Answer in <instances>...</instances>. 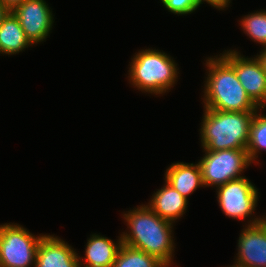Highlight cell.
Listing matches in <instances>:
<instances>
[{
	"mask_svg": "<svg viewBox=\"0 0 266 267\" xmlns=\"http://www.w3.org/2000/svg\"><path fill=\"white\" fill-rule=\"evenodd\" d=\"M10 10L3 5L0 1V24L2 23L3 19L7 16Z\"/></svg>",
	"mask_w": 266,
	"mask_h": 267,
	"instance_id": "obj_22",
	"label": "cell"
},
{
	"mask_svg": "<svg viewBox=\"0 0 266 267\" xmlns=\"http://www.w3.org/2000/svg\"><path fill=\"white\" fill-rule=\"evenodd\" d=\"M129 83L142 92L160 95L171 89L179 68L164 51L145 49L137 52L129 65Z\"/></svg>",
	"mask_w": 266,
	"mask_h": 267,
	"instance_id": "obj_4",
	"label": "cell"
},
{
	"mask_svg": "<svg viewBox=\"0 0 266 267\" xmlns=\"http://www.w3.org/2000/svg\"><path fill=\"white\" fill-rule=\"evenodd\" d=\"M260 111L261 110L258 109L254 112L250 124L246 151L251 163L257 160L260 150L266 151V115L262 114Z\"/></svg>",
	"mask_w": 266,
	"mask_h": 267,
	"instance_id": "obj_17",
	"label": "cell"
},
{
	"mask_svg": "<svg viewBox=\"0 0 266 267\" xmlns=\"http://www.w3.org/2000/svg\"><path fill=\"white\" fill-rule=\"evenodd\" d=\"M216 188L218 203L225 216L244 221L254 215L258 189L246 176Z\"/></svg>",
	"mask_w": 266,
	"mask_h": 267,
	"instance_id": "obj_7",
	"label": "cell"
},
{
	"mask_svg": "<svg viewBox=\"0 0 266 267\" xmlns=\"http://www.w3.org/2000/svg\"><path fill=\"white\" fill-rule=\"evenodd\" d=\"M228 267V266H227ZM229 267H244V266H241V265H239V264H234V265H231V266H229Z\"/></svg>",
	"mask_w": 266,
	"mask_h": 267,
	"instance_id": "obj_24",
	"label": "cell"
},
{
	"mask_svg": "<svg viewBox=\"0 0 266 267\" xmlns=\"http://www.w3.org/2000/svg\"><path fill=\"white\" fill-rule=\"evenodd\" d=\"M5 7L12 11L17 5L23 3L26 0H0Z\"/></svg>",
	"mask_w": 266,
	"mask_h": 267,
	"instance_id": "obj_21",
	"label": "cell"
},
{
	"mask_svg": "<svg viewBox=\"0 0 266 267\" xmlns=\"http://www.w3.org/2000/svg\"><path fill=\"white\" fill-rule=\"evenodd\" d=\"M203 150L205 155L198 163L204 187H218L242 178L243 170L251 165L246 149Z\"/></svg>",
	"mask_w": 266,
	"mask_h": 267,
	"instance_id": "obj_6",
	"label": "cell"
},
{
	"mask_svg": "<svg viewBox=\"0 0 266 267\" xmlns=\"http://www.w3.org/2000/svg\"><path fill=\"white\" fill-rule=\"evenodd\" d=\"M117 243L99 234H92L87 240L85 259L79 256V265L84 267H113L116 255L122 245V235ZM84 259V262H82ZM82 262V263H81Z\"/></svg>",
	"mask_w": 266,
	"mask_h": 267,
	"instance_id": "obj_12",
	"label": "cell"
},
{
	"mask_svg": "<svg viewBox=\"0 0 266 267\" xmlns=\"http://www.w3.org/2000/svg\"><path fill=\"white\" fill-rule=\"evenodd\" d=\"M263 217L251 220L238 239V253L234 261L244 267H266V224Z\"/></svg>",
	"mask_w": 266,
	"mask_h": 267,
	"instance_id": "obj_10",
	"label": "cell"
},
{
	"mask_svg": "<svg viewBox=\"0 0 266 267\" xmlns=\"http://www.w3.org/2000/svg\"><path fill=\"white\" fill-rule=\"evenodd\" d=\"M160 218L172 223L180 219L187 210L188 199L165 181L147 204Z\"/></svg>",
	"mask_w": 266,
	"mask_h": 267,
	"instance_id": "obj_13",
	"label": "cell"
},
{
	"mask_svg": "<svg viewBox=\"0 0 266 267\" xmlns=\"http://www.w3.org/2000/svg\"><path fill=\"white\" fill-rule=\"evenodd\" d=\"M208 57L204 87V108L245 112L260 109L247 95L233 66L221 55Z\"/></svg>",
	"mask_w": 266,
	"mask_h": 267,
	"instance_id": "obj_2",
	"label": "cell"
},
{
	"mask_svg": "<svg viewBox=\"0 0 266 267\" xmlns=\"http://www.w3.org/2000/svg\"><path fill=\"white\" fill-rule=\"evenodd\" d=\"M211 6L217 9H222L229 7L228 5L230 4L231 0H207Z\"/></svg>",
	"mask_w": 266,
	"mask_h": 267,
	"instance_id": "obj_20",
	"label": "cell"
},
{
	"mask_svg": "<svg viewBox=\"0 0 266 267\" xmlns=\"http://www.w3.org/2000/svg\"><path fill=\"white\" fill-rule=\"evenodd\" d=\"M262 221L266 224V216L262 218Z\"/></svg>",
	"mask_w": 266,
	"mask_h": 267,
	"instance_id": "obj_25",
	"label": "cell"
},
{
	"mask_svg": "<svg viewBox=\"0 0 266 267\" xmlns=\"http://www.w3.org/2000/svg\"><path fill=\"white\" fill-rule=\"evenodd\" d=\"M22 225H0V267H35L36 254L41 238Z\"/></svg>",
	"mask_w": 266,
	"mask_h": 267,
	"instance_id": "obj_5",
	"label": "cell"
},
{
	"mask_svg": "<svg viewBox=\"0 0 266 267\" xmlns=\"http://www.w3.org/2000/svg\"><path fill=\"white\" fill-rule=\"evenodd\" d=\"M113 267H166L156 257L128 246L124 243L119 248Z\"/></svg>",
	"mask_w": 266,
	"mask_h": 267,
	"instance_id": "obj_16",
	"label": "cell"
},
{
	"mask_svg": "<svg viewBox=\"0 0 266 267\" xmlns=\"http://www.w3.org/2000/svg\"><path fill=\"white\" fill-rule=\"evenodd\" d=\"M28 46L32 44L27 39L18 18L10 11L0 24V53L18 54Z\"/></svg>",
	"mask_w": 266,
	"mask_h": 267,
	"instance_id": "obj_15",
	"label": "cell"
},
{
	"mask_svg": "<svg viewBox=\"0 0 266 267\" xmlns=\"http://www.w3.org/2000/svg\"><path fill=\"white\" fill-rule=\"evenodd\" d=\"M123 217L129 231L122 232V243L156 257L166 267L171 266L175 249L173 223L160 218L145 204L123 213Z\"/></svg>",
	"mask_w": 266,
	"mask_h": 267,
	"instance_id": "obj_1",
	"label": "cell"
},
{
	"mask_svg": "<svg viewBox=\"0 0 266 267\" xmlns=\"http://www.w3.org/2000/svg\"><path fill=\"white\" fill-rule=\"evenodd\" d=\"M165 181L185 198L204 187L199 163H172L165 172Z\"/></svg>",
	"mask_w": 266,
	"mask_h": 267,
	"instance_id": "obj_14",
	"label": "cell"
},
{
	"mask_svg": "<svg viewBox=\"0 0 266 267\" xmlns=\"http://www.w3.org/2000/svg\"><path fill=\"white\" fill-rule=\"evenodd\" d=\"M235 69L250 99L262 110L266 107V71L257 56L247 58L236 50L220 53Z\"/></svg>",
	"mask_w": 266,
	"mask_h": 267,
	"instance_id": "obj_8",
	"label": "cell"
},
{
	"mask_svg": "<svg viewBox=\"0 0 266 267\" xmlns=\"http://www.w3.org/2000/svg\"><path fill=\"white\" fill-rule=\"evenodd\" d=\"M254 112L204 108L200 129L202 148L207 151L246 149Z\"/></svg>",
	"mask_w": 266,
	"mask_h": 267,
	"instance_id": "obj_3",
	"label": "cell"
},
{
	"mask_svg": "<svg viewBox=\"0 0 266 267\" xmlns=\"http://www.w3.org/2000/svg\"><path fill=\"white\" fill-rule=\"evenodd\" d=\"M240 25L244 33L254 42L266 48V11H256L242 17Z\"/></svg>",
	"mask_w": 266,
	"mask_h": 267,
	"instance_id": "obj_18",
	"label": "cell"
},
{
	"mask_svg": "<svg viewBox=\"0 0 266 267\" xmlns=\"http://www.w3.org/2000/svg\"><path fill=\"white\" fill-rule=\"evenodd\" d=\"M45 0H26L11 12L32 45L43 42L52 30L54 15Z\"/></svg>",
	"mask_w": 266,
	"mask_h": 267,
	"instance_id": "obj_9",
	"label": "cell"
},
{
	"mask_svg": "<svg viewBox=\"0 0 266 267\" xmlns=\"http://www.w3.org/2000/svg\"><path fill=\"white\" fill-rule=\"evenodd\" d=\"M161 2L169 12L178 16L195 12L202 2L210 4L207 0H161Z\"/></svg>",
	"mask_w": 266,
	"mask_h": 267,
	"instance_id": "obj_19",
	"label": "cell"
},
{
	"mask_svg": "<svg viewBox=\"0 0 266 267\" xmlns=\"http://www.w3.org/2000/svg\"><path fill=\"white\" fill-rule=\"evenodd\" d=\"M54 235H44L37 249L35 267H79V255Z\"/></svg>",
	"mask_w": 266,
	"mask_h": 267,
	"instance_id": "obj_11",
	"label": "cell"
},
{
	"mask_svg": "<svg viewBox=\"0 0 266 267\" xmlns=\"http://www.w3.org/2000/svg\"><path fill=\"white\" fill-rule=\"evenodd\" d=\"M257 57L262 63L263 69L266 71V48L262 49Z\"/></svg>",
	"mask_w": 266,
	"mask_h": 267,
	"instance_id": "obj_23",
	"label": "cell"
}]
</instances>
